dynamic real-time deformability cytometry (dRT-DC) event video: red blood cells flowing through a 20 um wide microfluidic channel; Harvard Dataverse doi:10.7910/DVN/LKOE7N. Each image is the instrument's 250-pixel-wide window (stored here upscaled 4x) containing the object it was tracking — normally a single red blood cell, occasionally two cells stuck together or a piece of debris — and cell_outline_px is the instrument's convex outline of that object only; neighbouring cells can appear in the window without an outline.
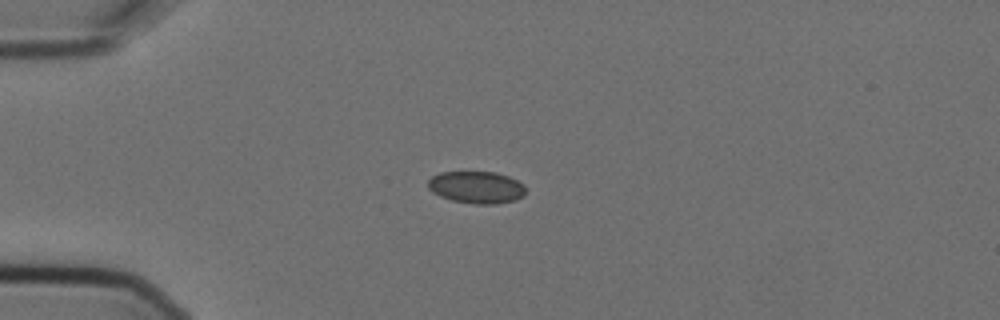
{"species": "Egyptian fruit bat (a non-hibernating species)", "species_latin": "Rousettus aegyptiacus", "temperature_condition": "cold", "stored_images_in_passage": 5, "camera_frame_rate_fps": 3000, "um_per_image_px": 0.085, "animal": {"sex": "female"}, "frame": {"image": 1, "passage_image": 1, "time_ms": 0.0, "image_size_px": [1000, 320], "cell_outline_px": [[524, 196], [516, 200], [496, 204], [476, 204], [452, 200], [440, 196], [432, 192], [428, 188], [428, 180], [432, 176], [440, 172], [496, 172], [508, 176], [524, 184]], "centroid_in_image_um": [40.5, 15.92], "position_along_channel_um": 44.5, "area_um2": 18.32}}
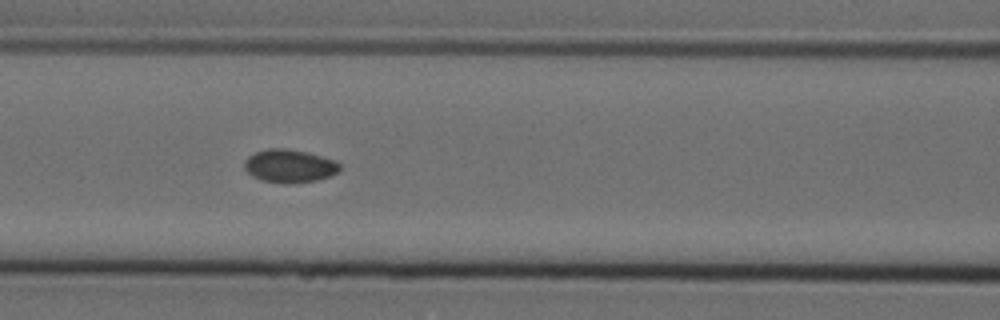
{"frame": {"image": 2, "passage_image": 4, "time_ms": 1.0, "image_size_px": [1000, 320], "cell_outline_px": [[340, 172], [332, 176], [316, 180], [292, 184], [284, 184], [260, 180], [252, 176], [244, 168], [244, 160], [248, 156], [256, 152], [268, 148], [284, 148], [308, 152], [332, 160], [340, 164]], "centroid_in_image_um": [24.59, 14.12], "position_along_channel_um": 142.0, "area_um2": 18.61}}
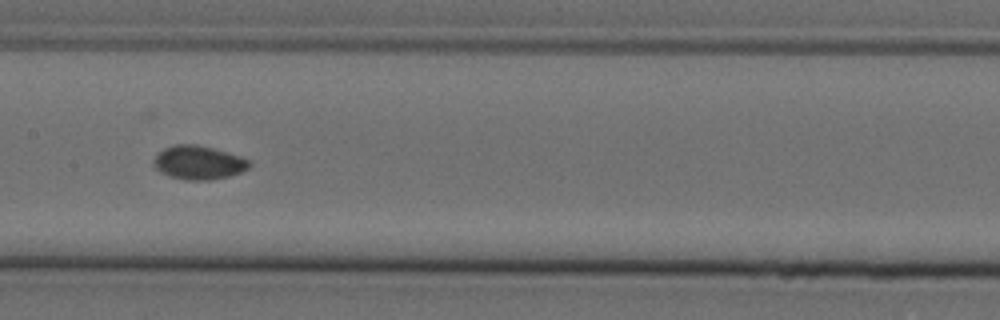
{"frame": {"image": 3, "passage_image": 5, "time_ms": 1.333, "image_size_px": [1000, 320], "cell_outline_px": [[252, 164], [248, 168], [240, 172], [228, 176], [208, 180], [188, 180], [168, 176], [160, 172], [152, 164], [152, 160], [164, 148], [176, 144], [196, 144], [212, 148], [240, 156], [248, 160]], "centroid_in_image_um": [16.85, 13.82], "position_along_channel_um": 190.6, "area_um2": 18.67}}